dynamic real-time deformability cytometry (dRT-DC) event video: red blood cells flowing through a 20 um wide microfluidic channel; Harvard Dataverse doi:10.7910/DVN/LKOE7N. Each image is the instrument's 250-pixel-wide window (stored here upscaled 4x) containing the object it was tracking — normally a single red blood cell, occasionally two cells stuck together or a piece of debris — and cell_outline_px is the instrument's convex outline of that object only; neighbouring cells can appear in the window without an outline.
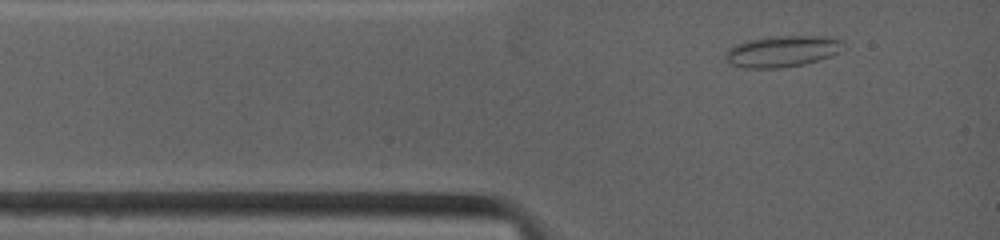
{"species": "common noctule bat (a hibernating species)", "species_latin": "Nyctalus noctula", "temperature_condition": "warm", "stored_images_in_passage": 52, "camera_frame_rate_fps": 4500, "um_per_image_px": 0.085, "animal": {"sex": "female", "body_mass_g": 19.0, "forearm_length_mm": 53.3}, "frame": {"image": 1, "passage_image": 2, "time_ms": 0.667, "image_size_px": [1000, 240], "cell_outline_px": [[844, 44], [840, 52], [832, 56], [804, 64], [780, 68], [744, 68], [732, 64], [724, 60], [724, 56], [728, 48], [736, 44], [748, 40], [768, 36], [828, 36], [844, 40]], "centroid_in_image_um": [66.5, 4.35], "position_along_channel_um": 18.5, "area_um2": 21.79}}
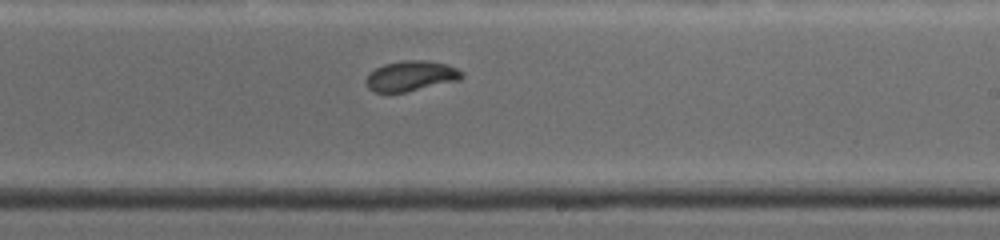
{"frame": {"image": 2, "passage_image": 31, "time_ms": 7.111, "image_size_px": [1000, 240], "cell_outline_px": [[464, 76], [460, 80], [404, 92], [376, 92], [368, 88], [368, 76], [376, 68], [384, 64], [404, 60], [424, 60], [448, 64], [464, 72]], "centroid_in_image_um": [35.0, 6.44], "position_along_channel_um": 254.0, "area_um2": 16.65}}
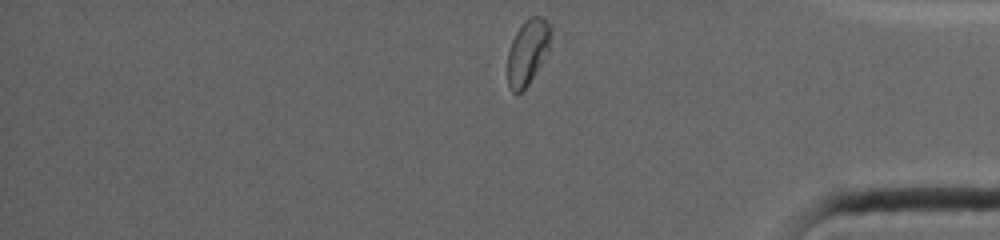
{"frame": {"image": 3, "passage_image": 51, "time_ms": 11.111, "image_size_px": [1000, 240], "cell_outline_px": [[552, 32], [548, 52], [528, 84], [516, 96], [512, 92], [508, 84], [508, 48], [516, 32], [524, 20], [532, 16], [544, 16], [552, 28]], "centroid_in_image_um": [44.86, 4.39], "position_along_channel_um": 390.3, "area_um2": 16.59}, "authors_computed_cell_mechanics": {"area_um2": 16.9932, "velocity_mm_per_s": 3.9467, "shape_relaxation_time_tau1_ms": 8.9295, "shape_relaxation_time_tau2_ms": 1.5471, "deformation_change_tau1": 0.2068, "deformation_change_tau2": 0.0435}}